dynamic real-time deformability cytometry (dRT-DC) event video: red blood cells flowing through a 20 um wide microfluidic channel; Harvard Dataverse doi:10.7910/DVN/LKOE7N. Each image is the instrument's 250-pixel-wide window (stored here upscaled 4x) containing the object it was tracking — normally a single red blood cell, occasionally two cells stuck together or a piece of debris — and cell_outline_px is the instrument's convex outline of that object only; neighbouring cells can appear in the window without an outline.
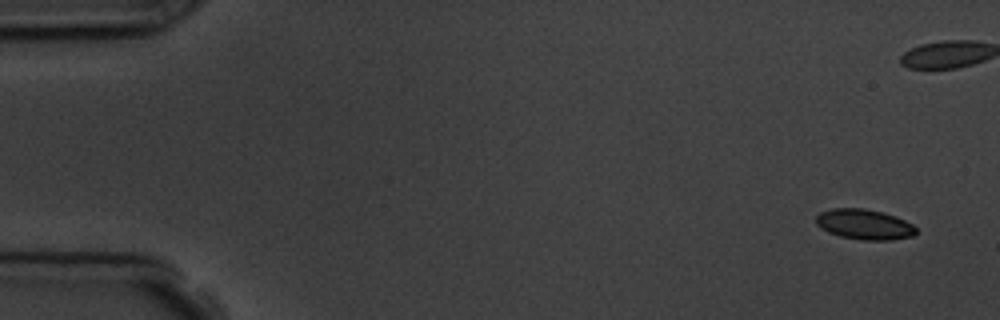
{"species": "common noctule bat (a hibernating species)", "species_latin": "Nyctalus noctula", "temperature_condition": "room temperature", "stored_images_in_passage": 5, "camera_frame_rate_fps": 3000, "um_per_image_px": 0.085, "animal": {"sex": "male", "body_mass_g": 19.5, "forearm_length_mm": 54.6}, "frame": {"image": 1, "passage_image": 1, "time_ms": 0.0, "image_size_px": [1000, 320], "cell_outline_px": [[916, 232], [912, 236], [892, 240], [860, 240], [840, 236], [828, 232], [816, 224], [816, 216], [820, 212], [832, 208], [864, 208], [884, 212], [896, 216], [912, 224], [916, 228]], "centroid_in_image_um": [73.47, 19.07], "position_along_channel_um": 11.5, "area_um2": 17.74}}